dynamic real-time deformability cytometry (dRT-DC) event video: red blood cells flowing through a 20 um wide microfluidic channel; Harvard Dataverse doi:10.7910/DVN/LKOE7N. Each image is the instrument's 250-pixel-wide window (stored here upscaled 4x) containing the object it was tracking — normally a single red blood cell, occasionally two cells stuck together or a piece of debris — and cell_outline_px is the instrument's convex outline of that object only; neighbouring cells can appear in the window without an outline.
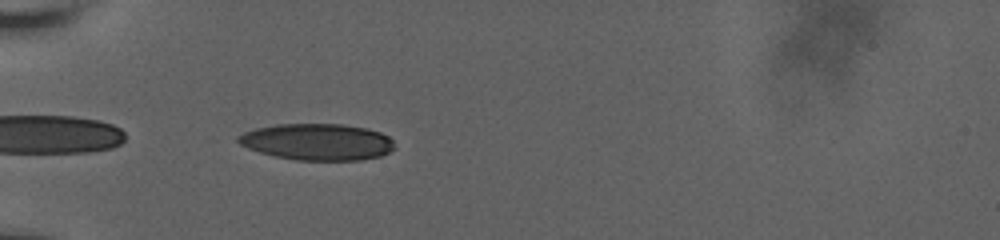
{"species": "human", "species_latin": "Homo sapiens", "temperature_condition": "room temperature", "stored_images_in_passage": 40, "camera_frame_rate_fps": 3000, "um_per_image_px": 0.085, "donor": {"sex": "male"}, "frame": {"image": 1, "passage_image": 3, "time_ms": 0.667, "image_size_px": [1000, 240], "cell_outline_px": [[396, 148], [380, 156], [360, 160], [296, 160], [276, 156], [260, 152], [248, 148], [240, 144], [236, 140], [236, 136], [244, 132], [256, 128], [276, 124], [340, 124], [364, 128], [380, 132], [388, 136], [396, 144]], "centroid_in_image_um": [26.97, 12.06], "position_along_channel_um": 58.0, "area_um2": 33.29}}
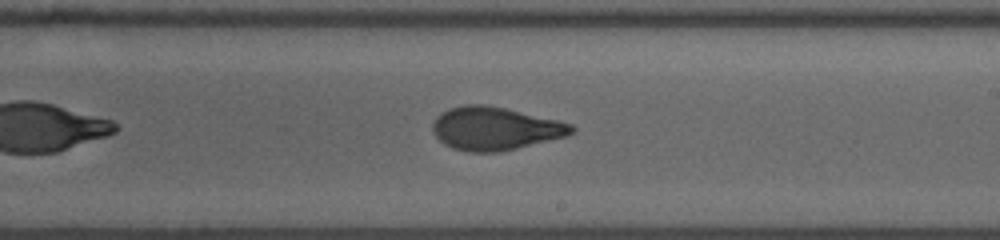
{"frame": {"image": 2, "passage_image": 19, "time_ms": 6.0, "image_size_px": [1000, 240], "cell_outline_px": [[576, 128], [568, 136], [500, 152], [468, 152], [452, 148], [444, 144], [436, 136], [432, 128], [432, 124], [436, 116], [440, 112], [464, 104], [484, 104], [504, 108], [556, 120], [572, 124]], "centroid_in_image_um": [42.06, 10.93], "position_along_channel_um": 246.9, "area_um2": 34.8}}
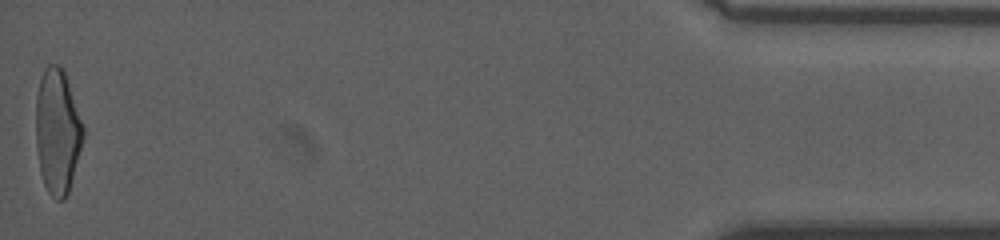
{"frame": {"image": 3, "passage_image": 40, "time_ms": 13.0, "image_size_px": [1000, 240], "cell_outline_px": [[84, 136], [68, 192], [64, 200], [56, 200], [48, 192], [44, 184], [40, 172], [36, 148], [36, 96], [40, 80], [44, 68], [48, 64], [60, 64], [64, 68], [84, 128]], "centroid_in_image_um": [4.87, 11.13], "position_along_channel_um": 430.3, "area_um2": 34.51}, "authors_computed_cell_mechanics": {"area_um2": 34.5066, "velocity_mm_per_s": 3.8159, "shape_relaxation_time_tau1_ms": 7.0757, "shape_relaxation_time_tau2_ms": 1.4383, "deformation_change_tau1": 0.2251, "deformation_change_tau2": 0.0814}}